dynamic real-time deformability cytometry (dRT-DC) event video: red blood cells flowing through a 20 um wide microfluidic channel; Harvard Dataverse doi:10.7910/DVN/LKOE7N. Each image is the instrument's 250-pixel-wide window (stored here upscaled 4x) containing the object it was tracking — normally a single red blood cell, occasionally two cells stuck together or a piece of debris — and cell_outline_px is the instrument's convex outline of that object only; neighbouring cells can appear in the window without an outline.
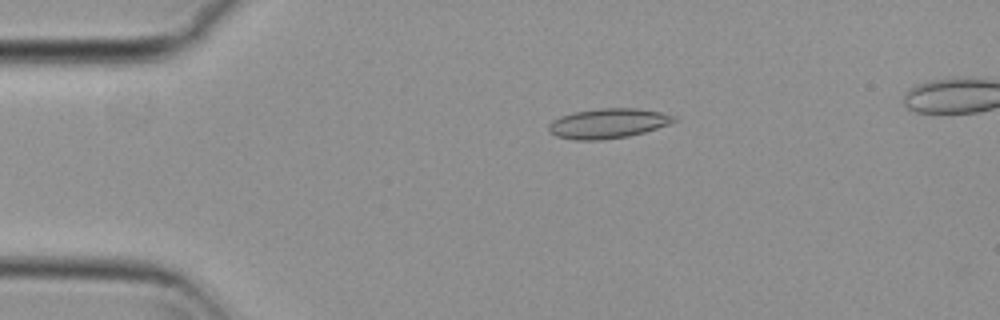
{"species": "common noctule bat (a hibernating species)", "species_latin": "Nyctalus noctula", "temperature_condition": "cold", "stored_images_in_passage": 33, "camera_frame_rate_fps": 3000, "um_per_image_px": 0.085, "animal": {"sex": "female", "body_mass_g": 29.2, "forearm_length_mm": 56.3}, "frame": {"image": 1, "passage_image": 2, "time_ms": 0.333, "image_size_px": [1000, 320], "cell_outline_px": [[676, 120], [668, 124], [644, 132], [628, 136], [600, 140], [576, 140], [556, 136], [548, 132], [548, 124], [552, 120], [560, 116], [576, 112], [600, 108], [636, 108], [660, 112], [676, 116]], "centroid_in_image_um": [51.64, 10.49], "position_along_channel_um": 33.4, "area_um2": 21.68}}
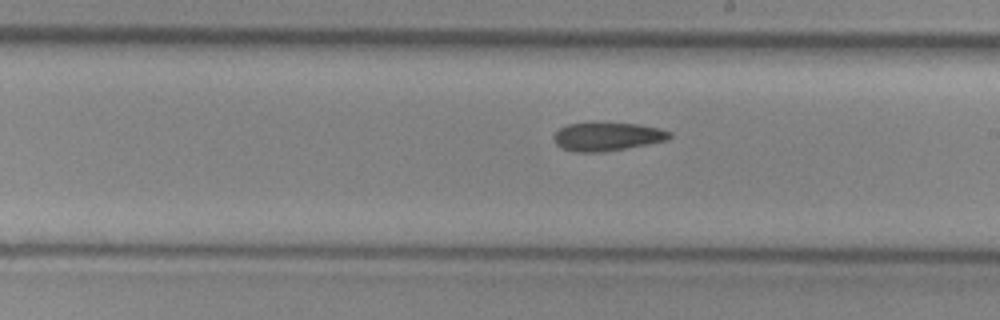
{"frame": {"image": 2, "passage_image": 22, "time_ms": 7.0, "image_size_px": [1000, 320], "cell_outline_px": [[672, 136], [668, 140], [648, 144], [604, 152], [576, 152], [560, 148], [556, 144], [552, 136], [560, 128], [568, 124], [592, 120], [596, 120], [640, 124], [660, 128], [672, 132]], "centroid_in_image_um": [51.6, 11.56], "position_along_channel_um": 237.4, "area_um2": 20.11}}
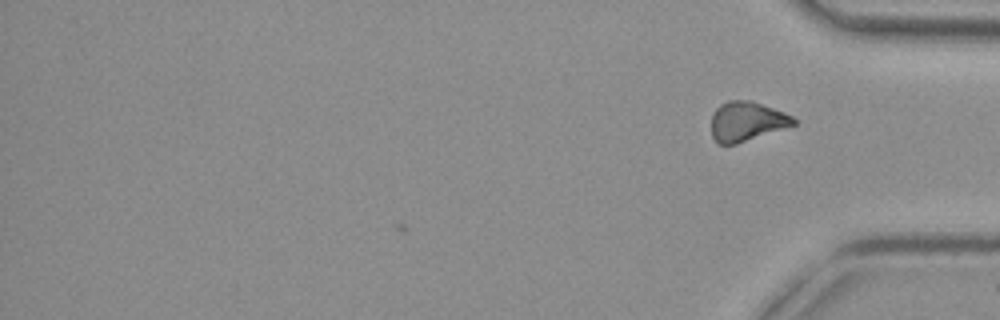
{"frame": {"image": 3, "passage_image": 33, "time_ms": 10.667, "image_size_px": [1000, 320], "cell_outline_px": [[796, 124], [736, 144], [716, 144], [712, 136], [712, 112], [720, 104], [728, 100], [752, 100], [784, 112], [792, 116], [796, 120]], "centroid_in_image_um": [63.44, 10.31], "position_along_channel_um": 371.8, "area_um2": 18.96}}